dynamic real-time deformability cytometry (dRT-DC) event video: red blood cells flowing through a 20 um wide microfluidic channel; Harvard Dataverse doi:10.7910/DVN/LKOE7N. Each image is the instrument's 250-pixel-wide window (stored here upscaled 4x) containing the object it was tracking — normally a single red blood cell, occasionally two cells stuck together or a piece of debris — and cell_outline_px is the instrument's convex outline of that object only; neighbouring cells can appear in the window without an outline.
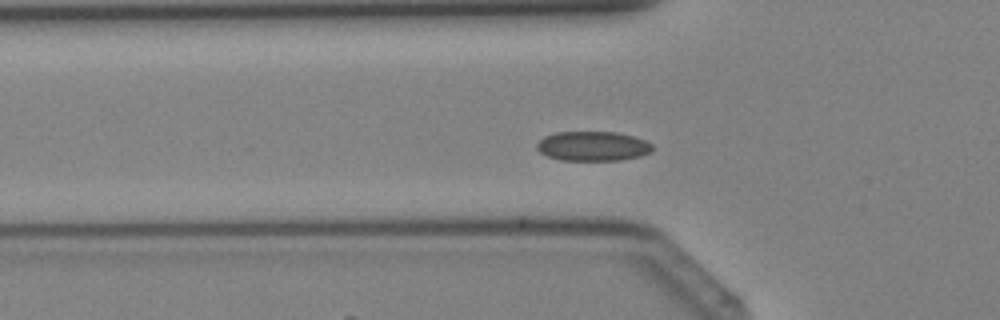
{"species": "Egyptian fruit bat (a non-hibernating species)", "species_latin": "Rousettus aegyptiacus", "temperature_condition": "cold", "stored_images_in_passage": 13, "camera_frame_rate_fps": 3000, "um_per_image_px": 0.085, "animal": {"sex": "female"}, "frame": {"image": 1, "passage_image": 13, "time_ms": 4.0, "image_size_px": [1000, 320], "cell_outline_px": [[652, 152], [640, 156], [620, 160], [560, 160], [548, 156], [540, 152], [536, 148], [536, 144], [544, 136], [556, 132], [616, 132], [632, 136], [644, 140], [652, 144]], "centroid_in_image_um": [50.38, 12.42], "position_along_channel_um": 75.4, "area_um2": 19.88}}